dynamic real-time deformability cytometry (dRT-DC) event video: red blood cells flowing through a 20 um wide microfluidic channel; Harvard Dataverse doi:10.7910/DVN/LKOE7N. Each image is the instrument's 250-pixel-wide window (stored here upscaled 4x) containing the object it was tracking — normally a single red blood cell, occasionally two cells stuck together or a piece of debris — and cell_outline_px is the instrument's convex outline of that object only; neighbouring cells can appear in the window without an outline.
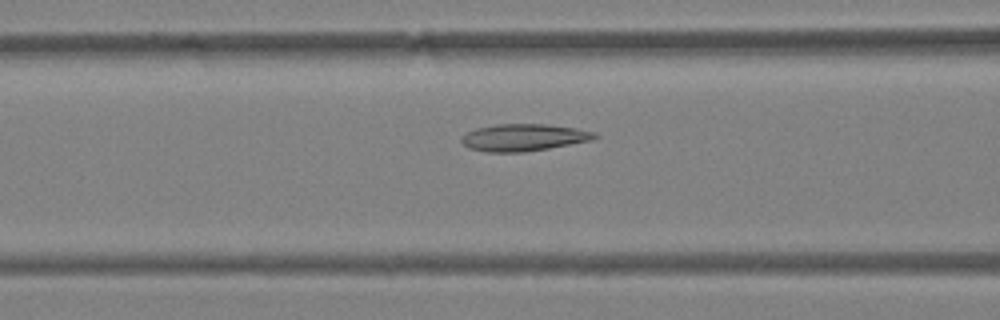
{"species": "Egyptian fruit bat (a non-hibernating species)", "species_latin": "Rousettus aegyptiacus", "temperature_condition": "warm", "stored_images_in_passage": 17, "camera_frame_rate_fps": 3000, "um_per_image_px": 0.085, "animal": {"sex": "female"}, "frame": {"image": 1, "passage_image": 12, "time_ms": 3.667, "image_size_px": [1000, 320], "cell_outline_px": [[600, 136], [592, 140], [548, 148], [524, 152], [488, 152], [468, 148], [460, 140], [460, 136], [476, 128], [496, 124], [544, 124], [576, 128], [596, 132]], "centroid_in_image_um": [44.51, 11.68], "position_along_channel_um": 122.1, "area_um2": 21.04}}
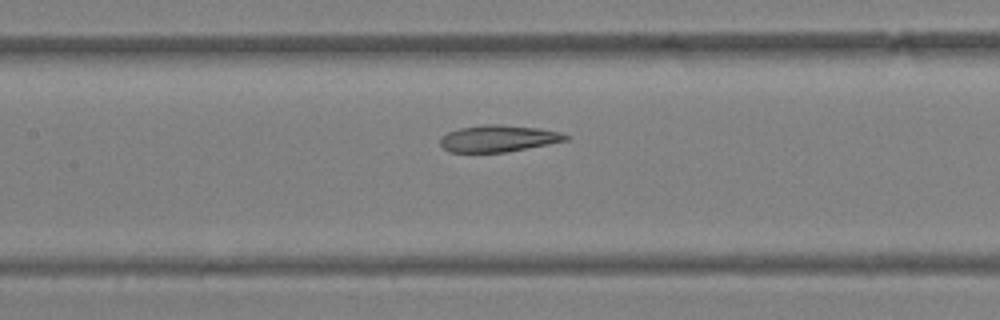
{"frame": {"image": 2, "passage_image": 15, "time_ms": 4.667, "image_size_px": [1000, 320], "cell_outline_px": [[568, 140], [508, 152], [448, 152], [440, 144], [440, 136], [448, 132], [460, 128], [484, 124], [496, 124], [540, 128], [560, 132], [568, 136]], "centroid_in_image_um": [42.34, 11.77], "position_along_channel_um": 165.1, "area_um2": 19.54}}